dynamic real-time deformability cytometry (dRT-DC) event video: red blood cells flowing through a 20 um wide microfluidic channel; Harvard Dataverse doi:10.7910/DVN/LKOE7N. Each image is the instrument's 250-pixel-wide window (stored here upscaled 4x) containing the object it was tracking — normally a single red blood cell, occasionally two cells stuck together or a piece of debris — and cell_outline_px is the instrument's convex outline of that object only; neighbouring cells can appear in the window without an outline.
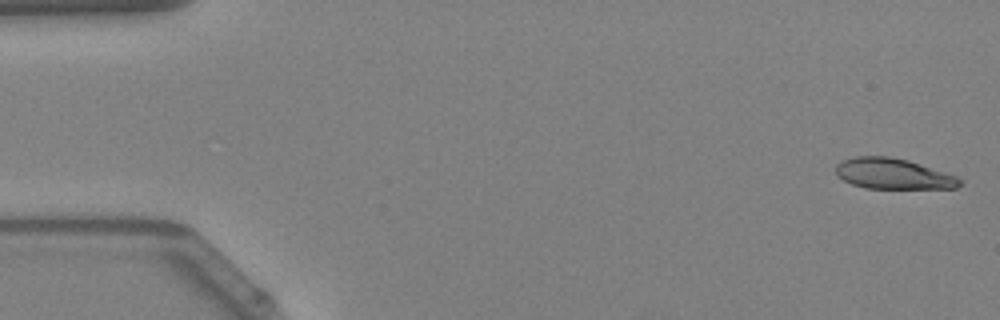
{"species": "Egyptian fruit bat (a non-hibernating species)", "species_latin": "Rousettus aegyptiacus", "temperature_condition": "warm", "stored_images_in_passage": 13, "camera_frame_rate_fps": 3000, "um_per_image_px": 0.085, "animal": {"sex": "female"}, "frame": {"image": 1, "passage_image": 1, "time_ms": 0.0, "image_size_px": [1000, 320], "cell_outline_px": [[960, 184], [956, 188], [864, 188], [852, 184], [836, 176], [836, 164], [840, 160], [856, 156], [888, 156], [908, 160], [956, 176], [960, 180]], "centroid_in_image_um": [75.85, 14.76], "position_along_channel_um": 9.2, "area_um2": 22.02}}